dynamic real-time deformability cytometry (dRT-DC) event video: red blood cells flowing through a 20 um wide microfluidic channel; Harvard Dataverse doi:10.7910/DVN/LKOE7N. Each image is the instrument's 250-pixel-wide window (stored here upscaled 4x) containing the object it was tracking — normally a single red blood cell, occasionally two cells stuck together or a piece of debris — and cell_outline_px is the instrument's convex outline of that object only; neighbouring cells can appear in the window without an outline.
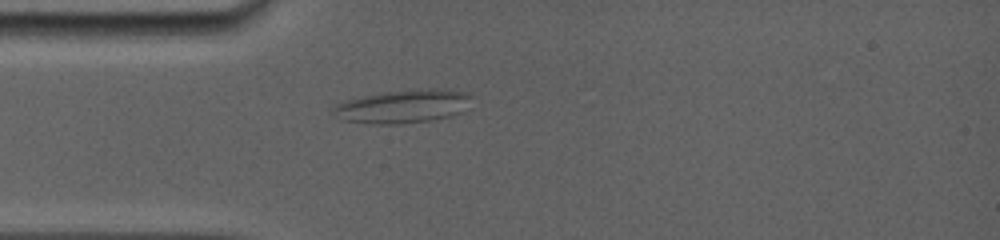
{"species": "common noctule bat (a hibernating species)", "species_latin": "Nyctalus noctula", "temperature_condition": "room temperature", "stored_images_in_passage": 32, "camera_frame_rate_fps": 5000, "um_per_image_px": 0.085, "animal": {"sex": "female", "body_mass_g": 19.0, "forearm_length_mm": 56.7}, "frame": {"image": 1, "passage_image": 1, "time_ms": 0.0, "image_size_px": [1000, 240], "cell_outline_px": [[476, 96], [464, 112], [452, 116], [432, 120], [396, 124], [372, 124], [340, 120], [332, 116], [332, 108], [336, 104], [360, 96], [380, 92], [420, 88], [440, 88], [464, 92]], "centroid_in_image_um": [34.29, 9.03], "position_along_channel_um": 50.7, "area_um2": 27.74}}
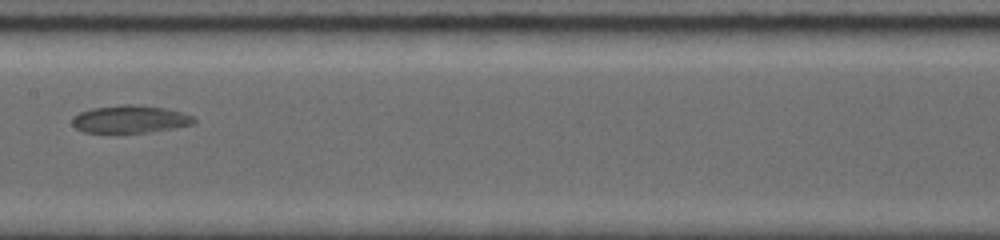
{"frame": {"image": 2, "passage_image": 9, "time_ms": 4.0, "image_size_px": [1000, 240], "cell_outline_px": [[196, 124], [148, 132], [84, 132], [76, 128], [72, 124], [72, 116], [80, 112], [92, 108], [120, 104], [132, 104], [168, 108], [192, 116], [196, 120]], "centroid_in_image_um": [11.06, 10.12], "position_along_channel_um": 196.3, "area_um2": 19.59}}
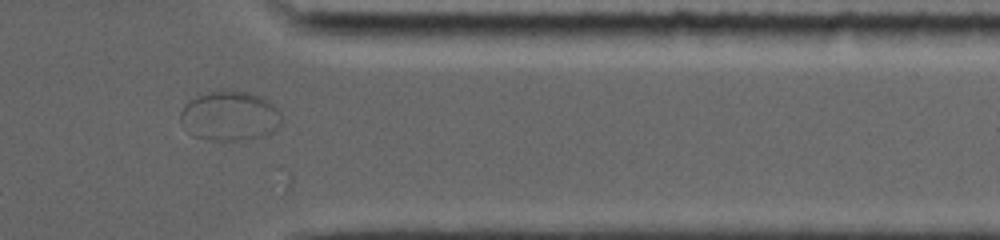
{"frame": {"image": 3, "passage_image": 22, "time_ms": 9.2, "image_size_px": [1000, 240], "cell_outline_px": [[284, 124], [276, 132], [264, 136], [248, 140], [216, 140], [192, 136], [184, 128], [180, 120], [180, 112], [184, 104], [196, 96], [216, 88], [224, 88], [248, 92], [260, 96], [268, 100], [284, 116]], "centroid_in_image_um": [19.57, 9.84], "position_along_channel_um": 391.8, "area_um2": 30.4}}